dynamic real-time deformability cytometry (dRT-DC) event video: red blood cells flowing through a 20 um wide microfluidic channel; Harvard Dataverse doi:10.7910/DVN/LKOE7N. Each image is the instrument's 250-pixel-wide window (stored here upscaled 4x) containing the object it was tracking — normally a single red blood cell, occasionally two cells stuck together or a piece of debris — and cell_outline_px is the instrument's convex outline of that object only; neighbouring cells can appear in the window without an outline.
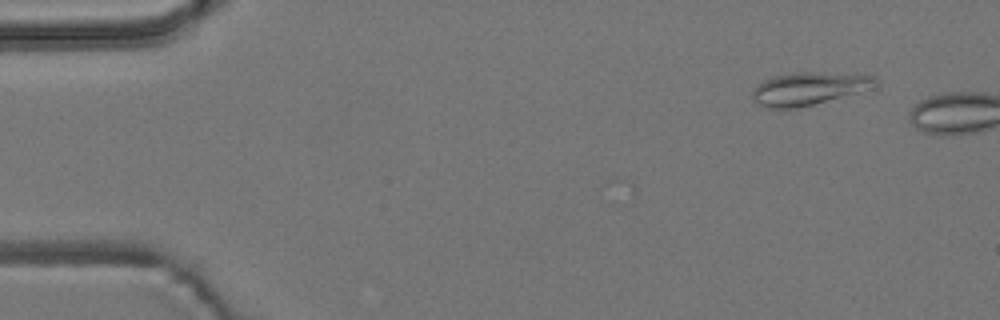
{"species": "common noctule bat (a hibernating species)", "species_latin": "Nyctalus noctula", "temperature_condition": "room temperature", "stored_images_in_passage": 3, "camera_frame_rate_fps": 3000, "um_per_image_px": 0.085, "animal": {"sex": "male", "body_mass_g": 19.2, "forearm_length_mm": 51.8}, "frame": {"image": 1, "passage_image": 2, "time_ms": 0.333, "image_size_px": [1000, 320], "cell_outline_px": [[880, 84], [876, 92], [796, 108], [764, 108], [756, 104], [752, 100], [752, 88], [764, 80], [772, 76], [796, 72], [812, 72], [876, 76], [880, 80]], "centroid_in_image_um": [68.92, 7.56], "position_along_channel_um": 16.1, "area_um2": 24.97}}